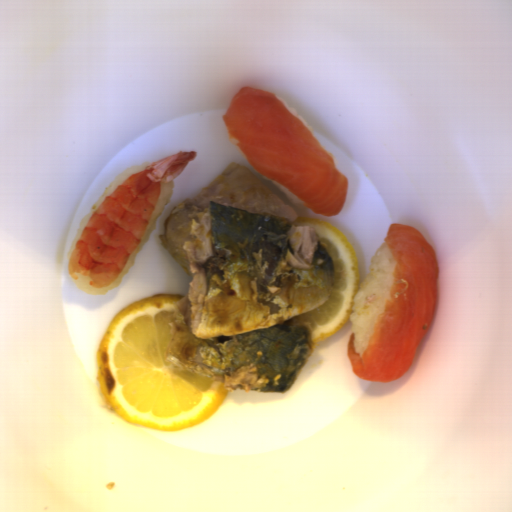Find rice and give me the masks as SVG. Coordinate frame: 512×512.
<instances>
[{
  "label": "rice",
  "mask_w": 512,
  "mask_h": 512,
  "mask_svg": "<svg viewBox=\"0 0 512 512\" xmlns=\"http://www.w3.org/2000/svg\"><path fill=\"white\" fill-rule=\"evenodd\" d=\"M175 187L174 178L167 183L160 182V195L157 199V202L153 208L150 219L148 221L147 227L145 229L144 235L141 241L138 243L136 249L130 254L124 268L122 269L120 275L115 278L110 284L106 287H94L91 286L86 275H82L81 273H76L77 279H72L74 285L80 291H83L89 295H98L104 296L110 292L111 289L116 288L120 284H122L123 277L128 273L129 269L134 266L135 259L138 252L144 246V244L149 239L150 232L156 229L157 218L162 215L166 209V204L171 202V197L173 193V189Z\"/></svg>",
  "instance_id": "rice-2"
},
{
  "label": "rice",
  "mask_w": 512,
  "mask_h": 512,
  "mask_svg": "<svg viewBox=\"0 0 512 512\" xmlns=\"http://www.w3.org/2000/svg\"><path fill=\"white\" fill-rule=\"evenodd\" d=\"M279 98V97H278ZM283 103L284 105L287 107V109L289 110L290 113H292L293 115H295L297 118H299L305 125L306 127L312 132V134L314 135L315 132H314V129H313V126H310L307 121L305 120L304 117H301L299 116L297 110L295 107H289L288 103L283 99V98H279Z\"/></svg>",
  "instance_id": "rice-5"
},
{
  "label": "rice",
  "mask_w": 512,
  "mask_h": 512,
  "mask_svg": "<svg viewBox=\"0 0 512 512\" xmlns=\"http://www.w3.org/2000/svg\"><path fill=\"white\" fill-rule=\"evenodd\" d=\"M264 177V176H263ZM265 180L269 181L279 192L283 193L286 195V197L289 199V201L291 202V204L293 206H295L296 208H298L299 210H304V211H309L311 209H307L302 201L297 197L295 196L293 193H291L290 191H288L286 188H284L282 185H280L279 183H277L276 181H272L266 177H264Z\"/></svg>",
  "instance_id": "rice-4"
},
{
  "label": "rice",
  "mask_w": 512,
  "mask_h": 512,
  "mask_svg": "<svg viewBox=\"0 0 512 512\" xmlns=\"http://www.w3.org/2000/svg\"><path fill=\"white\" fill-rule=\"evenodd\" d=\"M396 264L388 246L382 243L371 257L369 274L365 275L353 299L349 337L354 333V349L361 358L374 334L377 317L384 312L385 301L391 298Z\"/></svg>",
  "instance_id": "rice-1"
},
{
  "label": "rice",
  "mask_w": 512,
  "mask_h": 512,
  "mask_svg": "<svg viewBox=\"0 0 512 512\" xmlns=\"http://www.w3.org/2000/svg\"><path fill=\"white\" fill-rule=\"evenodd\" d=\"M150 164H152V162H148L147 161V162H144V163L139 164V165L128 166L122 172H120L118 175H116L106 185V187L104 188L102 194L99 196V198L91 206L89 213L80 220V222H79V224H78V226L76 228L75 234L73 236L72 242L70 244L69 250H68L67 255H66L67 262L69 260L70 255H71L72 249H73V247H74L78 237L80 236L84 226L86 225L89 217L99 208V206L102 204L104 198L106 196H108L110 193H112L118 185H121L122 182L127 177H129L132 173L145 170V166L150 165Z\"/></svg>",
  "instance_id": "rice-3"
}]
</instances>
